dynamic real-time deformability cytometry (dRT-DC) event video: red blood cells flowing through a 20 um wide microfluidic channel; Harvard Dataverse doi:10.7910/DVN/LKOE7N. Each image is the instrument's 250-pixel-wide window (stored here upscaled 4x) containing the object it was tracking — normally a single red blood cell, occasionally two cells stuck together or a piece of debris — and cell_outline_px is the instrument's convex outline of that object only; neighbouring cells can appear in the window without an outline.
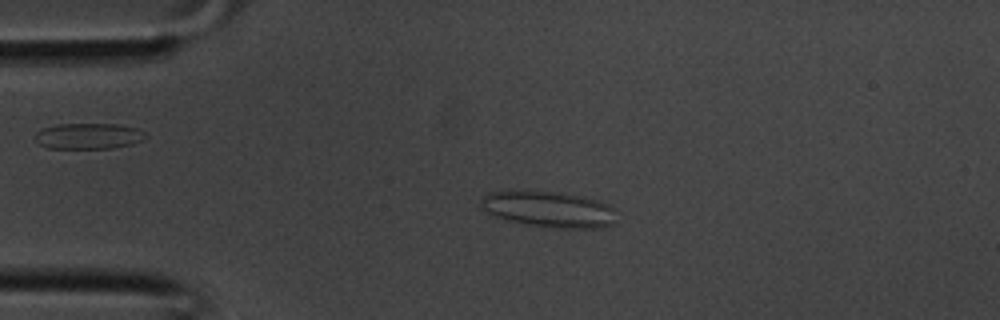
{"species": "common noctule bat (a hibernating species)", "species_latin": "Nyctalus noctula", "temperature_condition": "room temperature", "stored_images_in_passage": 34, "camera_frame_rate_fps": 3000, "um_per_image_px": 0.085, "animal": {"sex": "male", "body_mass_g": 20.1, "forearm_length_mm": 53.5}, "frame": {"image": 1, "passage_image": 6, "time_ms": 1.667, "image_size_px": [1000, 320], "cell_outline_px": [[616, 208], [612, 224], [600, 228], [560, 228], [528, 224], [508, 220], [496, 216], [480, 208], [480, 200], [488, 192], [552, 192], [584, 196], [608, 204]], "centroid_in_image_um": [46.68, 17.8], "position_along_channel_um": 38.3, "area_um2": 27.92}}
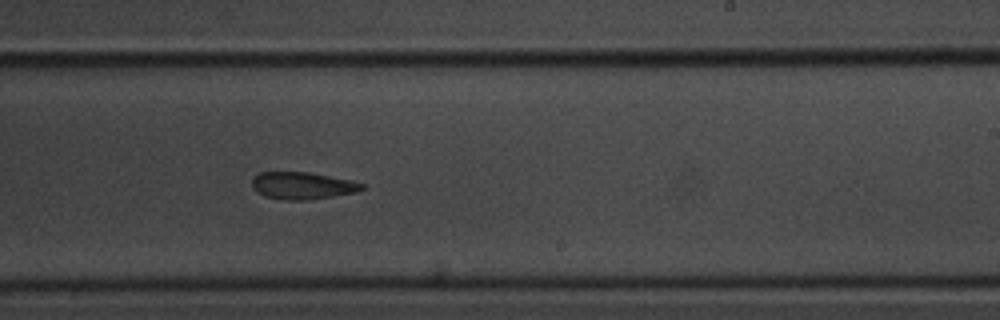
{"frame": {"image": 2, "passage_image": 20, "time_ms": 6.333, "image_size_px": [1000, 320], "cell_outline_px": [[364, 188], [356, 192], [308, 200], [280, 200], [264, 196], [256, 192], [252, 188], [252, 176], [260, 172], [308, 172], [352, 180], [364, 184]], "centroid_in_image_um": [25.66, 15.78], "position_along_channel_um": 263.3, "area_um2": 17.57}}
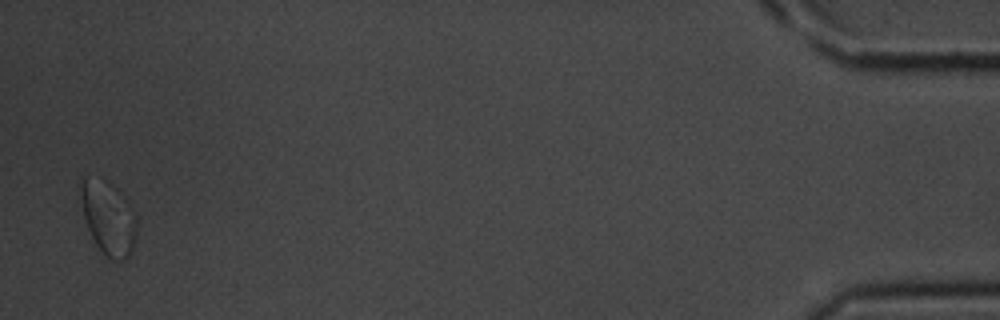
{"frame": {"image": 3, "passage_image": 34, "time_ms": 11.0, "image_size_px": [1000, 320], "cell_outline_px": [[136, 236], [132, 248], [128, 256], [124, 260], [112, 260], [96, 244], [88, 228], [84, 216], [76, 184], [84, 176], [136, 216]], "centroid_in_image_um": [9.12, 18.76], "position_along_channel_um": 426.1, "area_um2": 20.98}}